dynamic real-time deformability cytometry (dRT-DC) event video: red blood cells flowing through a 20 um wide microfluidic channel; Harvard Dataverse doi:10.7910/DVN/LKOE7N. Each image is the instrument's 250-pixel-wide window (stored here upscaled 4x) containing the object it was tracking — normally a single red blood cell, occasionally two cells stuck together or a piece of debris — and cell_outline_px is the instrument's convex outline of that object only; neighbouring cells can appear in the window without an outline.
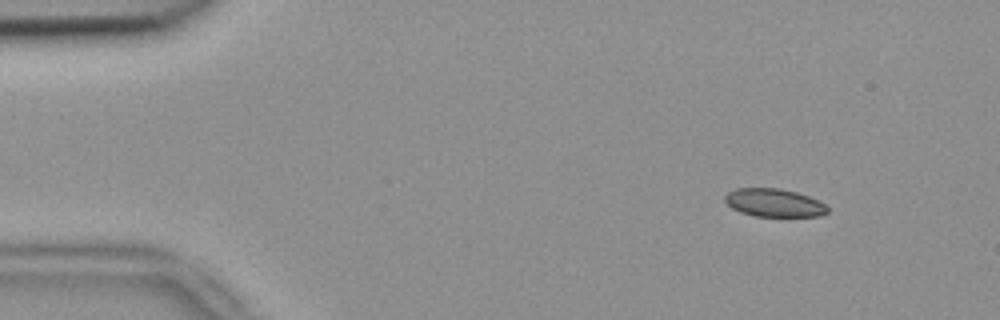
{"species": "common noctule bat (a hibernating species)", "species_latin": "Nyctalus noctula", "temperature_condition": "room temperature", "stored_images_in_passage": 7, "camera_frame_rate_fps": 3000, "um_per_image_px": 0.085, "animal": {"sex": "female", "body_mass_g": 18.4}, "frame": {"image": 1, "passage_image": 1, "time_ms": 0.0, "image_size_px": [1000, 320], "cell_outline_px": [[828, 212], [820, 216], [756, 216], [740, 212], [732, 208], [724, 200], [724, 196], [728, 192], [736, 188], [780, 188], [796, 192], [820, 200], [828, 208]], "centroid_in_image_um": [65.8, 17.23], "position_along_channel_um": 19.2, "area_um2": 16.82}}
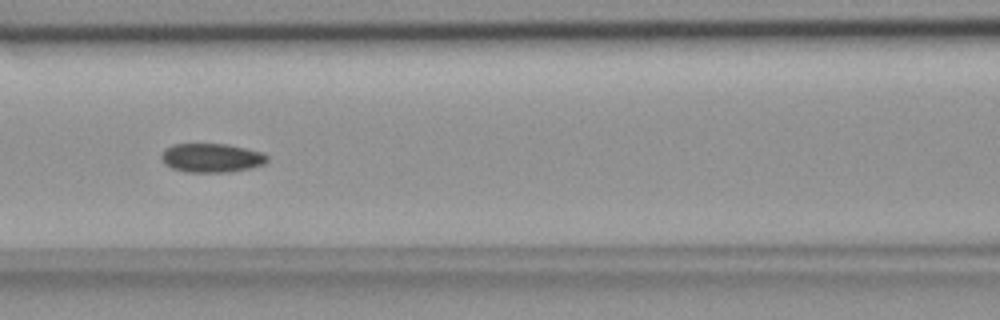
{"frame": {"image": 2, "passage_image": 6, "time_ms": 1.667, "image_size_px": [1000, 320], "cell_outline_px": [[268, 160], [264, 164], [248, 168], [228, 172], [188, 172], [172, 168], [164, 164], [160, 156], [164, 148], [172, 144], [228, 144], [264, 152], [268, 156]], "centroid_in_image_um": [17.97, 13.41], "position_along_channel_um": 148.6, "area_um2": 17.98}}
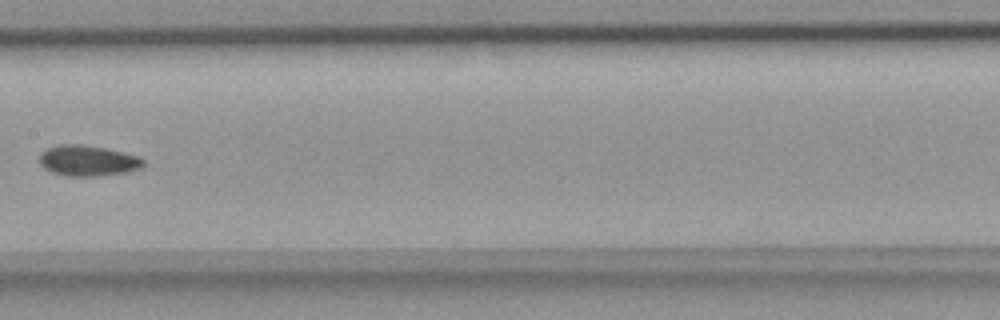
{"frame": {"image": 3, "passage_image": 7, "time_ms": 2.0, "image_size_px": [1000, 320], "cell_outline_px": [[144, 164], [140, 168], [124, 172], [96, 176], [68, 176], [52, 172], [44, 168], [40, 164], [40, 152], [48, 148], [60, 144], [80, 144], [104, 148], [140, 156], [144, 160]], "centroid_in_image_um": [7.45, 13.65], "position_along_channel_um": 200.0, "area_um2": 18.44}}